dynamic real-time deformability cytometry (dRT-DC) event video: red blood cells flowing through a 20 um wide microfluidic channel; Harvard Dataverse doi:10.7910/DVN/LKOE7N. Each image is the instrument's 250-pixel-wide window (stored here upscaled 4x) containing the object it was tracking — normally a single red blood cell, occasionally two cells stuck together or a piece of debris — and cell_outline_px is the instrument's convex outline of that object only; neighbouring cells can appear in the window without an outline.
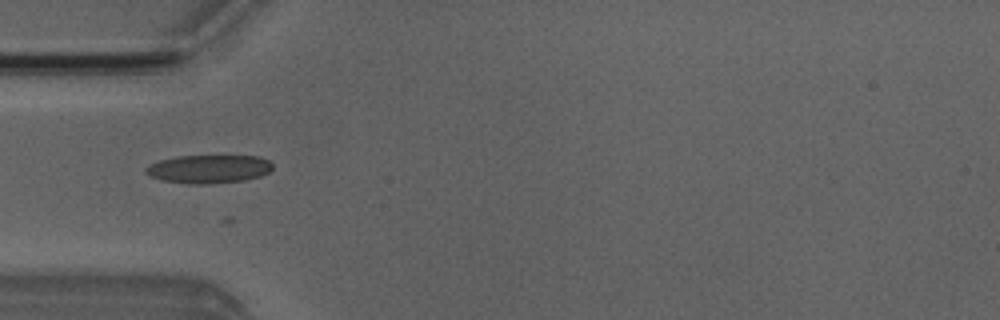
{"species": "Egyptian fruit bat (a non-hibernating species)", "species_latin": "Rousettus aegyptiacus", "temperature_condition": "room temperature", "stored_images_in_passage": 22, "camera_frame_rate_fps": 3000, "um_per_image_px": 0.085, "animal": {"sex": "male"}, "frame": {"image": 1, "passage_image": 6, "time_ms": 1.667, "image_size_px": [1000, 320], "cell_outline_px": [[272, 168], [268, 172], [260, 176], [244, 180], [212, 184], [188, 184], [160, 180], [148, 176], [144, 172], [144, 168], [148, 164], [160, 160], [176, 156], [260, 156], [268, 160], [272, 164]], "centroid_in_image_um": [17.68, 14.37], "position_along_channel_um": 67.3, "area_um2": 21.21}}
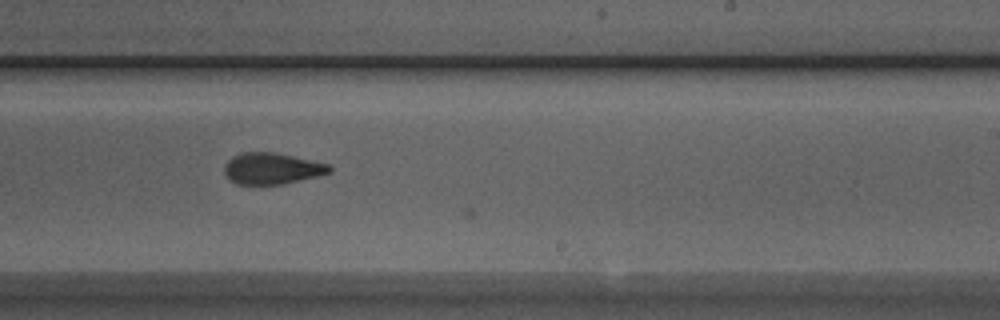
{"frame": {"image": 2, "passage_image": 21, "time_ms": 6.667, "image_size_px": [1000, 320], "cell_outline_px": [[332, 172], [284, 184], [236, 184], [228, 180], [224, 172], [224, 164], [232, 156], [240, 152], [272, 152], [292, 156], [328, 164], [332, 168]], "centroid_in_image_um": [23.06, 14.32], "position_along_channel_um": 265.9, "area_um2": 19.19}}